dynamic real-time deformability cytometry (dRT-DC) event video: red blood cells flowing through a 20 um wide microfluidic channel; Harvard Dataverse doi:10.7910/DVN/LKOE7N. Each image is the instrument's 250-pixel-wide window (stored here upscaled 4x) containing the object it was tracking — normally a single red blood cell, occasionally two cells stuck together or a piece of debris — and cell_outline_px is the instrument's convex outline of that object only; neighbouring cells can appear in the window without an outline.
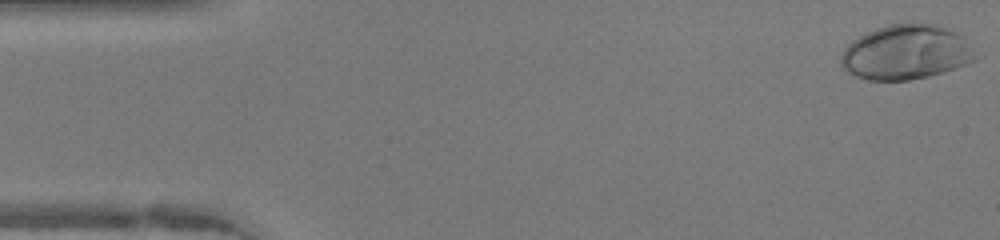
{"species": "human", "species_latin": "Homo sapiens", "temperature_condition": "warm", "stored_images_in_passage": 47, "camera_frame_rate_fps": 3000, "um_per_image_px": 0.085, "donor": {"sex": "female"}, "frame": {"image": 1, "passage_image": 1, "time_ms": 0.0, "image_size_px": [1000, 240], "cell_outline_px": [[976, 60], [956, 68], [928, 76], [908, 80], [868, 80], [856, 76], [848, 72], [840, 64], [840, 56], [844, 48], [852, 40], [876, 28], [888, 24], [908, 20], [920, 20], [936, 24], [948, 28], [964, 36], [976, 56]], "centroid_in_image_um": [77.01, 4.39], "position_along_channel_um": 8.0, "area_um2": 43.58}}
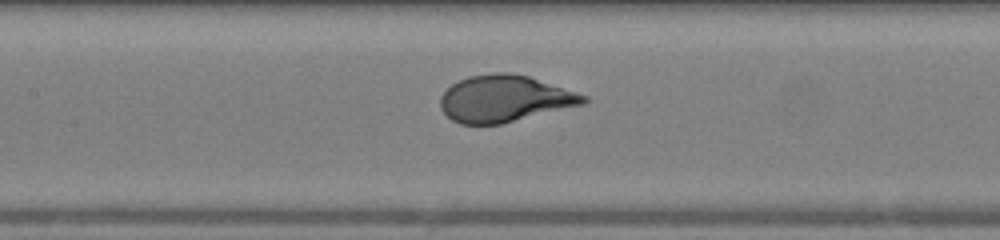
{"frame": {"image": 2, "passage_image": 21, "time_ms": 6.667, "image_size_px": [1000, 240], "cell_outline_px": [[592, 100], [584, 104], [500, 124], [460, 124], [452, 120], [440, 108], [440, 96], [452, 84], [468, 76], [492, 72], [512, 72], [528, 76], [588, 96]], "centroid_in_image_um": [42.89, 8.38], "position_along_channel_um": 164.5, "area_um2": 38.9}}
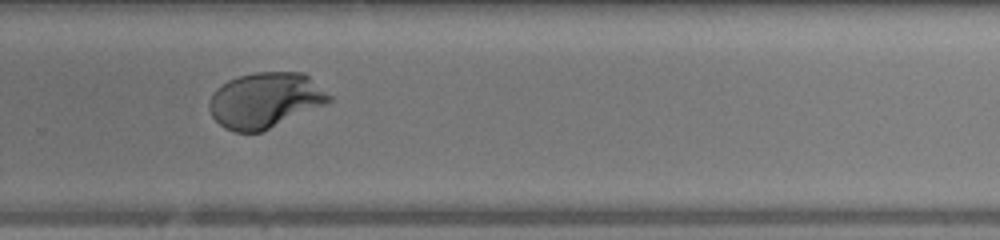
{"frame": {"image": 3, "passage_image": 31, "time_ms": 10.0, "image_size_px": [1000, 240], "cell_outline_px": [[332, 100], [324, 104], [260, 132], [236, 132], [224, 128], [212, 116], [208, 108], [208, 104], [212, 92], [216, 88], [228, 80], [240, 76], [256, 72], [304, 72], [332, 96]], "centroid_in_image_um": [22.5, 8.5], "position_along_channel_um": 307.3, "area_um2": 38.44}, "authors_computed_cell_mechanics": {"area_um2": 39.9976, "velocity_mm_per_s": 4.29, "shape_relaxation_time_tau1_ms": 2.9932, "shape_relaxation_time_tau2_ms": null, "deformation_change_tau1": 0.22, "deformation_change_tau2": null}}